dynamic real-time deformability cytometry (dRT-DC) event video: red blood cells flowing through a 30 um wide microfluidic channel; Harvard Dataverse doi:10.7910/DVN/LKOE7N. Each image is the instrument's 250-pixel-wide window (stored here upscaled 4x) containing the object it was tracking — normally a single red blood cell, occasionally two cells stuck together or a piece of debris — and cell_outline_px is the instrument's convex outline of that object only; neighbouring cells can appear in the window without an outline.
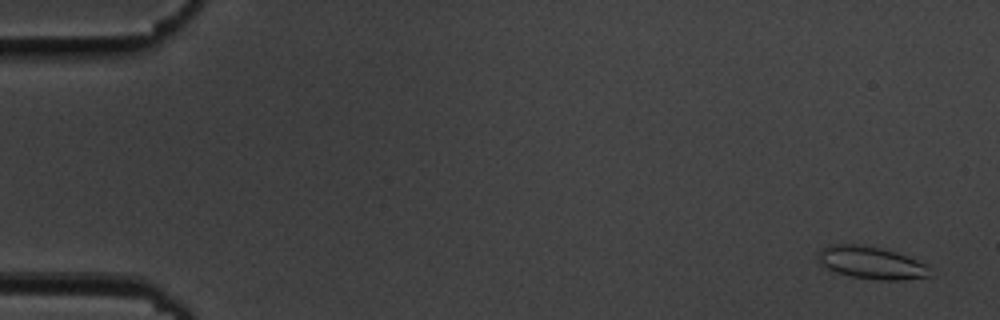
{"species": "common noctule bat (a hibernating species)", "species_latin": "Nyctalus noctula", "temperature_condition": "cold", "stored_images_in_passage": 55, "camera_frame_rate_fps": 3000, "um_per_image_px": 0.085, "animal": {"sex": "male", "body_mass_g": 19.5, "forearm_length_mm": 54.6}, "frame": {"image": 1, "passage_image": 3, "time_ms": 0.667, "image_size_px": [1000, 320], "cell_outline_px": [[932, 276], [904, 280], [880, 280], [852, 276], [836, 272], [828, 268], [816, 256], [820, 248], [832, 244], [856, 244], [880, 248], [896, 252], [916, 260], [924, 264], [928, 268]], "centroid_in_image_um": [74.05, 22.33], "position_along_channel_um": 10.9, "area_um2": 20.87}}
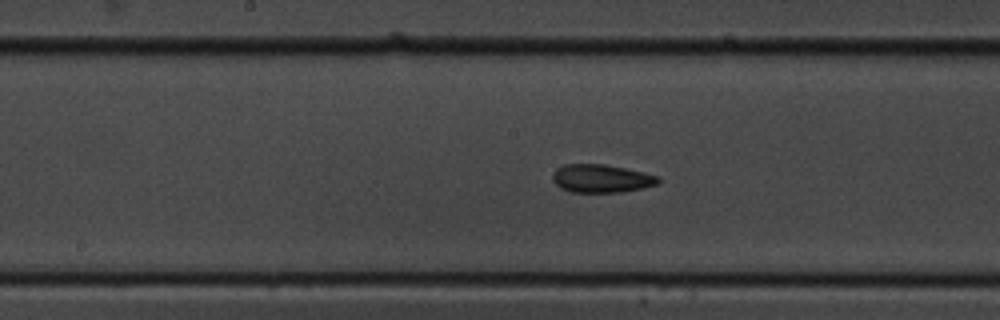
{"frame": {"image": 2, "passage_image": 29, "time_ms": 9.333, "image_size_px": [1000, 320], "cell_outline_px": [[660, 184], [644, 188], [620, 192], [572, 192], [560, 188], [552, 180], [552, 176], [556, 168], [564, 164], [604, 164], [644, 172], [660, 176]], "centroid_in_image_um": [51.14, 15.17], "position_along_channel_um": 197.1, "area_um2": 17.51}}
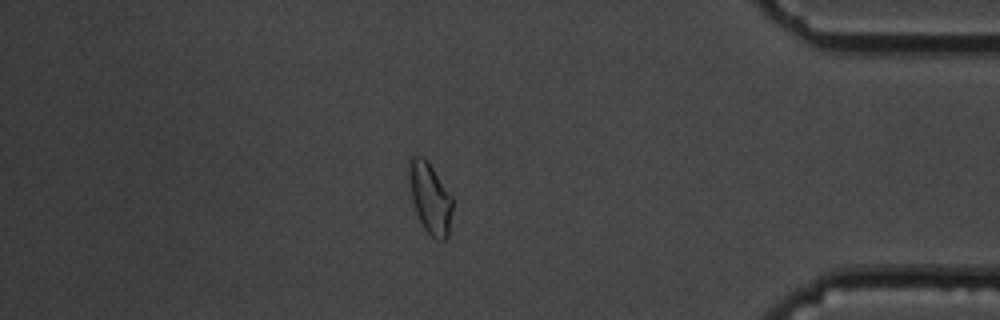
{"frame": {"image": 3, "passage_image": 48, "time_ms": 15.667, "image_size_px": [1000, 320], "cell_outline_px": [[452, 208], [448, 236], [444, 240], [436, 240], [424, 228], [416, 212], [412, 200], [408, 176], [408, 164], [412, 156], [424, 156], [428, 160], [452, 196]], "centroid_in_image_um": [36.55, 16.8], "position_along_channel_um": 398.7, "area_um2": 17.98}, "authors_computed_cell_mechanics": {"area_um2": 17.8602, "velocity_mm_per_s": 3.6825, "shape_relaxation_time_tau1_ms": 9.501, "shape_relaxation_time_tau2_ms": 2.8643, "deformation_change_tau1": 0.1817, "deformation_change_tau2": 0.0927}}